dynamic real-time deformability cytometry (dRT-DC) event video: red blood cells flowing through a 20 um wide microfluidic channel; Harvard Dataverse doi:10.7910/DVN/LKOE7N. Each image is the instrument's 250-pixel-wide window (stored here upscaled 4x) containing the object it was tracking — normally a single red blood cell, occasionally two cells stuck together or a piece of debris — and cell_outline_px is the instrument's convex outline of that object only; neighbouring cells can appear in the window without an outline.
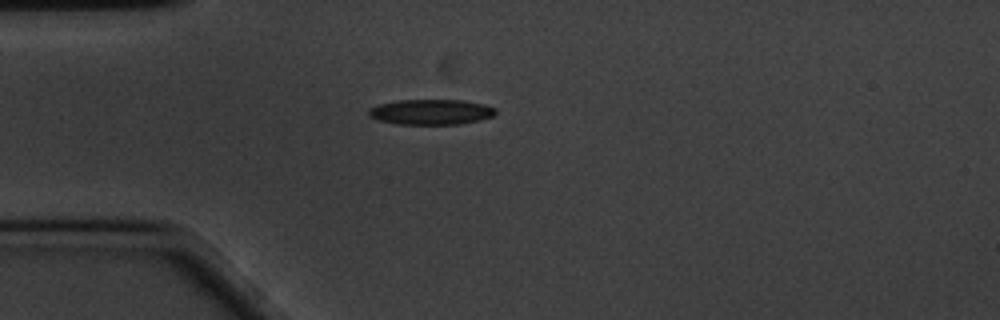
{"species": "common noctule bat (a hibernating species)", "species_latin": "Nyctalus noctula", "temperature_condition": "cold", "stored_images_in_passage": 45, "camera_frame_rate_fps": 3000, "um_per_image_px": 0.085, "animal": {"sex": "male", "body_mass_g": 20.1, "forearm_length_mm": 53.5}, "frame": {"image": 1, "passage_image": 1, "time_ms": 0.0, "image_size_px": [1000, 320], "cell_outline_px": [[496, 112], [492, 116], [460, 124], [396, 124], [380, 120], [368, 116], [368, 108], [380, 104], [400, 100], [464, 100], [484, 104], [496, 108]], "centroid_in_image_um": [36.62, 9.51], "position_along_channel_um": 48.4, "area_um2": 18.61}}
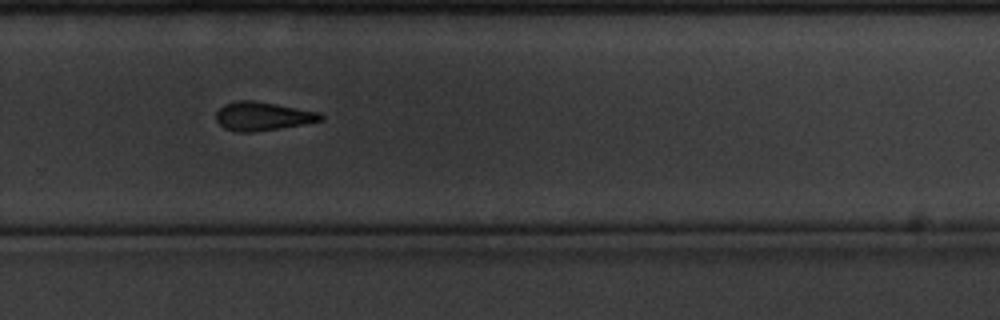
{"frame": {"image": 2, "passage_image": 25, "time_ms": 8.0, "image_size_px": [1000, 320], "cell_outline_px": [[324, 120], [252, 132], [236, 132], [224, 128], [216, 120], [216, 112], [224, 104], [236, 100], [252, 100], [276, 104], [320, 112], [324, 116]], "centroid_in_image_um": [22.3, 9.86], "position_along_channel_um": 307.5, "area_um2": 17.28}}
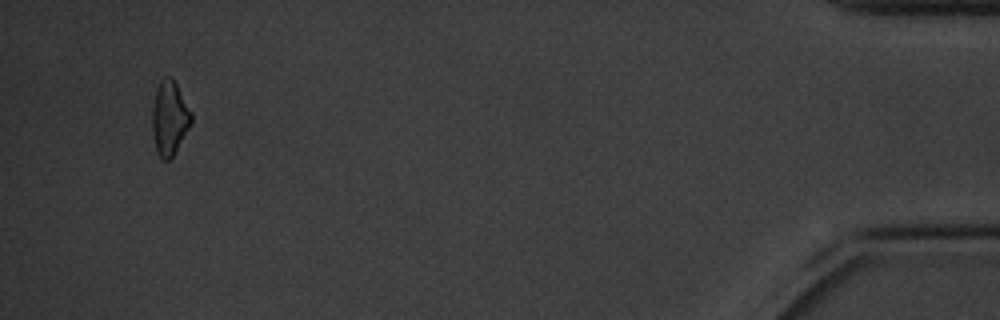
{"frame": {"image": 3, "passage_image": 42, "time_ms": 13.667, "image_size_px": [1000, 320], "cell_outline_px": [[192, 120], [188, 128], [172, 156], [168, 160], [164, 160], [156, 152], [152, 128], [152, 108], [156, 88], [160, 80], [164, 76], [172, 76], [192, 112]], "centroid_in_image_um": [14.39, 9.98], "position_along_channel_um": 420.8, "area_um2": 16.76}}